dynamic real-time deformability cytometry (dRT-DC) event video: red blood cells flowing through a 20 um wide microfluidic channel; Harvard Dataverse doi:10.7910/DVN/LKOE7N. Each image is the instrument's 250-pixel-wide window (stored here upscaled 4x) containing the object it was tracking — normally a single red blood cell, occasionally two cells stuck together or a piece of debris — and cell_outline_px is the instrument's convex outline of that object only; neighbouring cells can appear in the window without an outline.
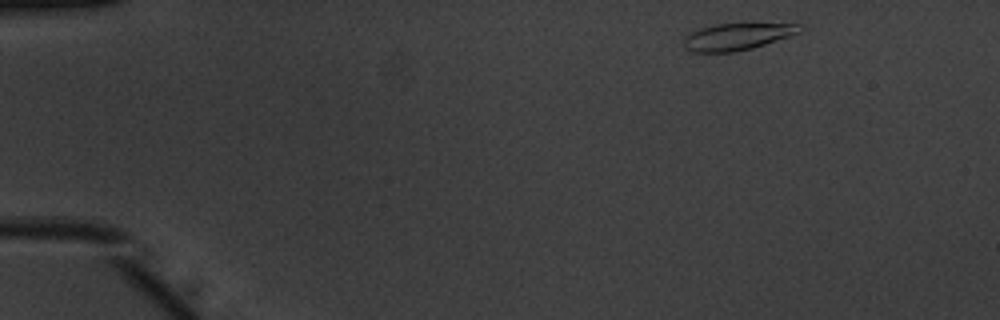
{"species": "common noctule bat (a hibernating species)", "species_latin": "Nyctalus noctula", "temperature_condition": "warm", "stored_images_in_passage": 20, "camera_frame_rate_fps": 3000, "um_per_image_px": 0.085, "animal": {"sex": "male", "body_mass_g": 20.1, "forearm_length_mm": 53.5}, "frame": {"image": 1, "passage_image": 1, "time_ms": 0.0, "image_size_px": [1000, 320], "cell_outline_px": [[804, 28], [800, 32], [752, 48], [732, 52], [692, 52], [684, 48], [684, 40], [692, 32], [700, 28], [716, 24], [804, 24]], "centroid_in_image_um": [62.66, 3.11], "position_along_channel_um": 22.3, "area_um2": 17.8}}
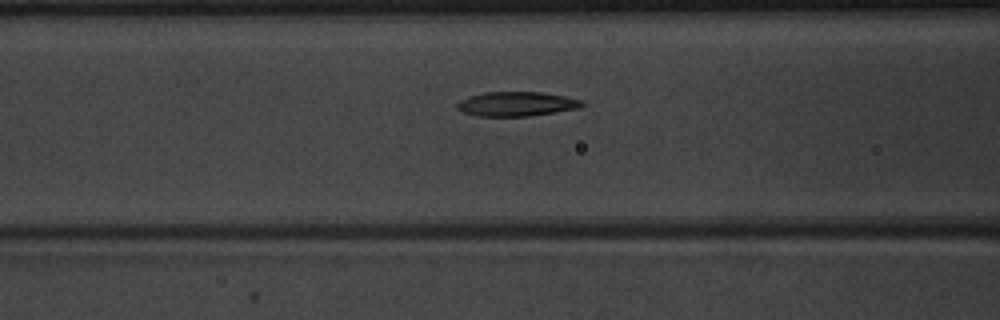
{"frame": {"image": 2, "passage_image": 16, "time_ms": 5.0, "image_size_px": [1000, 320], "cell_outline_px": [[584, 104], [580, 108], [556, 112], [528, 116], [476, 116], [464, 112], [456, 108], [456, 104], [460, 100], [484, 92], [540, 92], [564, 96], [584, 100]], "centroid_in_image_um": [43.93, 8.84], "position_along_channel_um": 122.7, "area_um2": 17.74}}
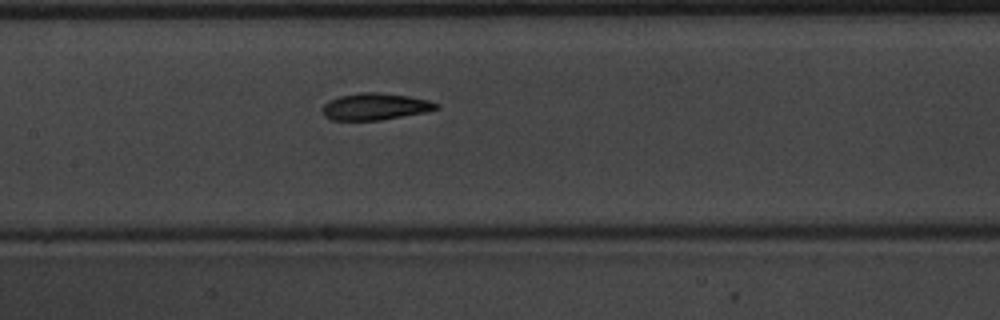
{"frame": {"image": 3, "passage_image": 20, "time_ms": 6.333, "image_size_px": [1000, 320], "cell_outline_px": [[440, 108], [424, 112], [380, 120], [332, 120], [324, 116], [320, 108], [328, 100], [340, 96], [360, 92], [380, 92], [408, 96], [428, 100], [440, 104]], "centroid_in_image_um": [31.85, 9.05], "position_along_channel_um": 175.5, "area_um2": 17.86}}